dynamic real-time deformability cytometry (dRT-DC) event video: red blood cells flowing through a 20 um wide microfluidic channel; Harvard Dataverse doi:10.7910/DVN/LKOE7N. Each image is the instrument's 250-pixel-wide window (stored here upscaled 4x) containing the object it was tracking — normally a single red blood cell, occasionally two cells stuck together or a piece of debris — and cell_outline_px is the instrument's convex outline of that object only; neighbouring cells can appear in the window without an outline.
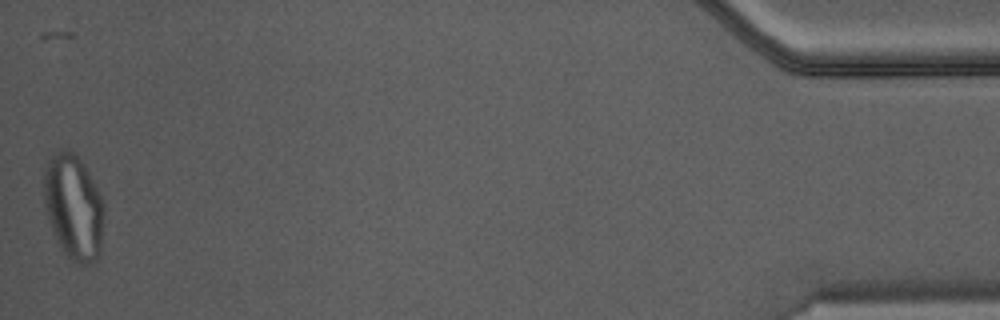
{"species": "Egyptian fruit bat (a non-hibernating species)", "species_latin": "Rousettus aegyptiacus", "temperature_condition": "warm", "stored_images_in_passage": 45, "camera_frame_rate_fps": 3000, "um_per_image_px": 0.085, "animal": {"sex": "male"}, "frame": {"image": 1, "passage_image": 45, "time_ms": 14.667, "image_size_px": [1000, 320], "cell_outline_px": [[104, 208], [100, 256], [96, 264], [80, 264], [72, 260], [60, 248], [48, 220], [44, 200], [44, 168], [48, 156], [60, 148], [68, 148], [84, 164], [104, 204]], "centroid_in_image_um": [6.24, 17.59], "position_along_channel_um": 429.0, "area_um2": 37.22}}